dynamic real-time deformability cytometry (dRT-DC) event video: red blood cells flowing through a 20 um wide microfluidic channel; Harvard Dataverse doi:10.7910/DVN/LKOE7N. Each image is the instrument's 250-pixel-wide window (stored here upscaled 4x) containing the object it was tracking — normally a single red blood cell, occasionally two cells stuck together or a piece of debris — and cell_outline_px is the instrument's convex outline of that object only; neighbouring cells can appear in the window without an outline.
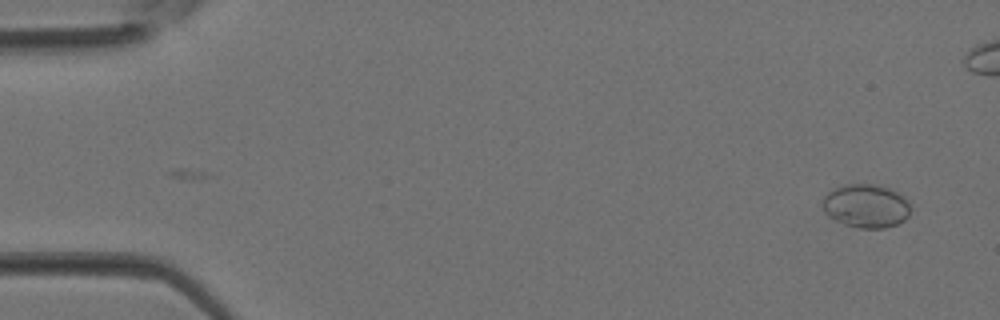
{"species": "Egyptian fruit bat (a non-hibernating species)", "species_latin": "Rousettus aegyptiacus", "temperature_condition": "room temperature", "stored_images_in_passage": 3, "camera_frame_rate_fps": 3000, "um_per_image_px": 0.085, "animal": {"sex": "female"}, "frame": {"image": 1, "passage_image": 3, "time_ms": 0.667, "image_size_px": [1000, 320], "cell_outline_px": [[908, 216], [904, 220], [896, 224], [884, 228], [860, 228], [844, 224], [828, 216], [824, 212], [824, 196], [832, 188], [844, 184], [876, 184], [888, 188], [896, 192], [908, 204]], "centroid_in_image_um": [73.56, 17.5], "position_along_channel_um": 11.4, "area_um2": 21.96}}